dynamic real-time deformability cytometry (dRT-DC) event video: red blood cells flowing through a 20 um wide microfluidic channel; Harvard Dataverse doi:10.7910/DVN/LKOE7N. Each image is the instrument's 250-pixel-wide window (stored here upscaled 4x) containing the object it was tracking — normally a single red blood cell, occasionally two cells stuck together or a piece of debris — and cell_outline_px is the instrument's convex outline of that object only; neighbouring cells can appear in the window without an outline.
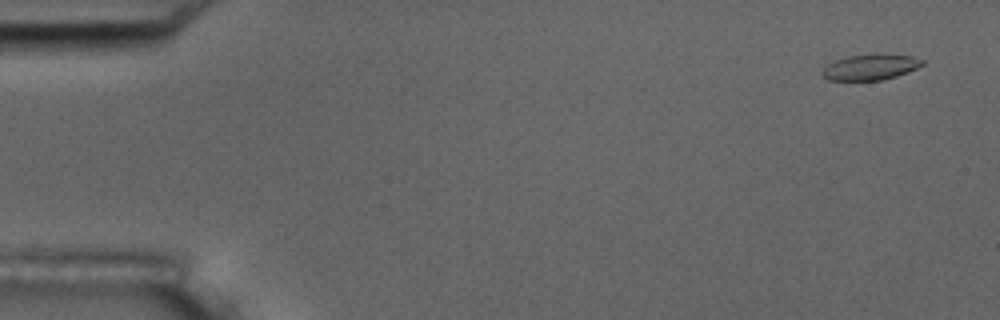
{"species": "common noctule bat (a hibernating species)", "species_latin": "Nyctalus noctula", "temperature_condition": "room temperature", "stored_images_in_passage": 6, "camera_frame_rate_fps": 3000, "um_per_image_px": 0.085, "animal": {"sex": "male", "body_mass_g": 17.5, "forearm_length_mm": 52.3}, "frame": {"image": 1, "passage_image": 1, "time_ms": 0.0, "image_size_px": [1000, 320], "cell_outline_px": [[924, 64], [908, 72], [896, 76], [880, 80], [828, 80], [820, 72], [828, 64], [836, 60], [848, 56], [912, 56], [924, 60]], "centroid_in_image_um": [73.96, 5.74], "position_along_channel_um": 11.0, "area_um2": 14.28}}
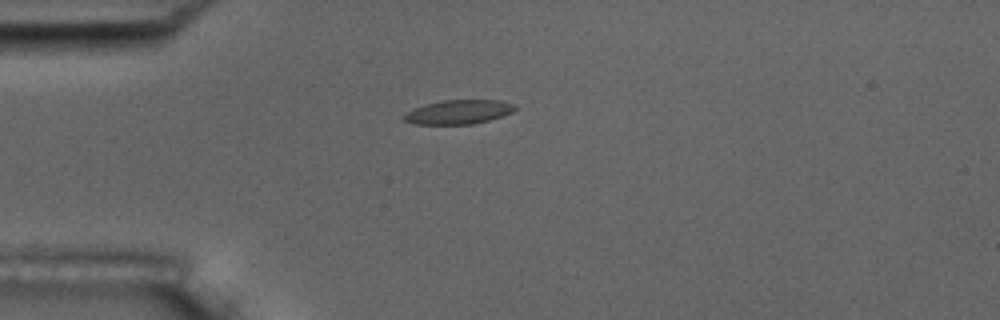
{"frame": {"image": 2, "passage_image": 4, "time_ms": 4.0, "image_size_px": [1000, 320], "cell_outline_px": [[516, 108], [512, 112], [488, 120], [472, 124], [412, 124], [404, 120], [400, 116], [416, 108], [428, 104], [444, 100], [500, 100], [516, 104]], "centroid_in_image_um": [38.98, 9.52], "position_along_channel_um": 46.0, "area_um2": 15.43}}
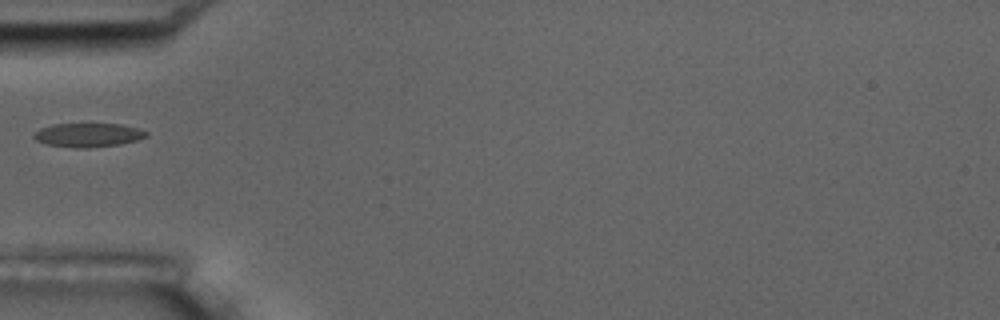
{"frame": {"image": 3, "passage_image": 5, "time_ms": 5.333, "image_size_px": [1000, 320], "cell_outline_px": [[148, 136], [136, 140], [120, 144], [84, 148], [76, 148], [44, 144], [36, 140], [32, 136], [32, 132], [40, 128], [52, 124], [120, 124], [136, 128], [148, 132]], "centroid_in_image_um": [7.42, 11.47], "position_along_channel_um": 77.6, "area_um2": 15.66}}